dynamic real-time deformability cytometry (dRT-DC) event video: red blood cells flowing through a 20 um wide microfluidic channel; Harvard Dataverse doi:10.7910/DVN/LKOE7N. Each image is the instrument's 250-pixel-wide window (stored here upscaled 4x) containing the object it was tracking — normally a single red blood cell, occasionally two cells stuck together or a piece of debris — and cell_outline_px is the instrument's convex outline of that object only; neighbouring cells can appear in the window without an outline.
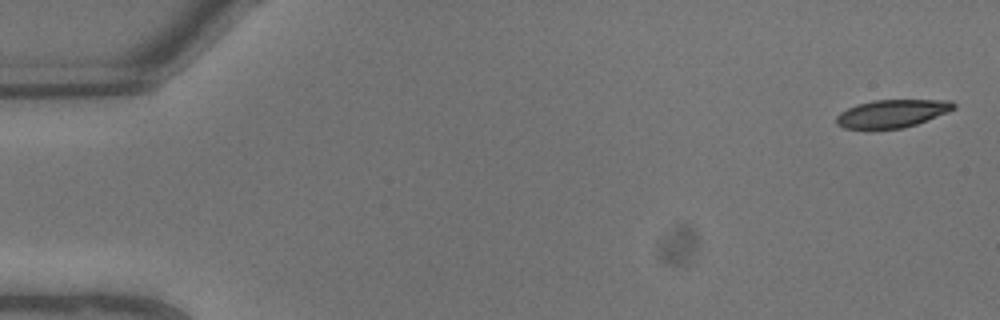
{"species": "common noctule bat (a hibernating species)", "species_latin": "Nyctalus noctula", "temperature_condition": "warm", "stored_images_in_passage": 7, "camera_frame_rate_fps": 3000, "um_per_image_px": 0.085, "animal": {"sex": "male", "body_mass_g": 13.3}, "frame": {"image": 1, "passage_image": 1, "time_ms": 0.0, "image_size_px": [1000, 320], "cell_outline_px": [[956, 108], [948, 112], [916, 124], [904, 128], [844, 128], [836, 124], [836, 116], [840, 112], [856, 104], [872, 100], [952, 100], [956, 104]], "centroid_in_image_um": [75.84, 9.63], "position_along_channel_um": 9.2, "area_um2": 19.02}}
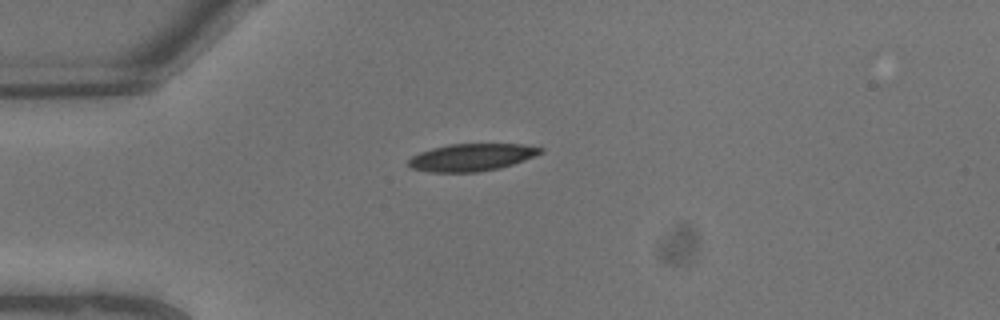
{"frame": {"image": 2, "passage_image": 6, "time_ms": 1.667, "image_size_px": [1000, 320], "cell_outline_px": [[544, 152], [536, 156], [500, 168], [476, 172], [428, 172], [412, 168], [408, 164], [408, 160], [412, 156], [420, 152], [432, 148], [448, 144], [524, 144], [544, 148]], "centroid_in_image_um": [40.11, 13.37], "position_along_channel_um": 44.9, "area_um2": 21.1}}